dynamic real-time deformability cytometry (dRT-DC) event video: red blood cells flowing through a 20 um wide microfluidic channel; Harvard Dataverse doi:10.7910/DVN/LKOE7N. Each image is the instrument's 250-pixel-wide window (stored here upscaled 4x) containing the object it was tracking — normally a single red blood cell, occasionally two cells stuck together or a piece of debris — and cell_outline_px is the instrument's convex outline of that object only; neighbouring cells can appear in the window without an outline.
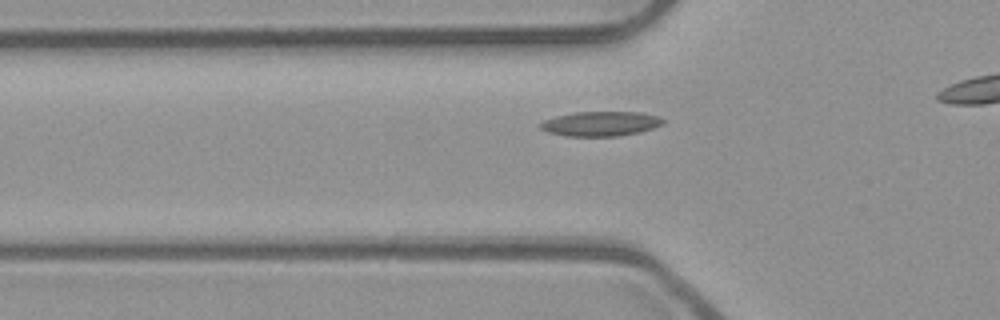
{"species": "common noctule bat (a hibernating species)", "species_latin": "Nyctalus noctula", "temperature_condition": "room temperature", "stored_images_in_passage": 12, "camera_frame_rate_fps": 3000, "um_per_image_px": 0.085, "animal": {"sex": "male", "body_mass_g": 23.1, "forearm_length_mm": 52.7}, "frame": {"image": 1, "passage_image": 3, "time_ms": 0.667, "image_size_px": [1000, 320], "cell_outline_px": [[664, 124], [640, 132], [616, 136], [568, 136], [548, 132], [540, 128], [540, 124], [544, 120], [556, 116], [572, 112], [640, 112], [660, 116], [664, 120]], "centroid_in_image_um": [51.08, 10.51], "position_along_channel_um": 74.7, "area_um2": 17.63}}
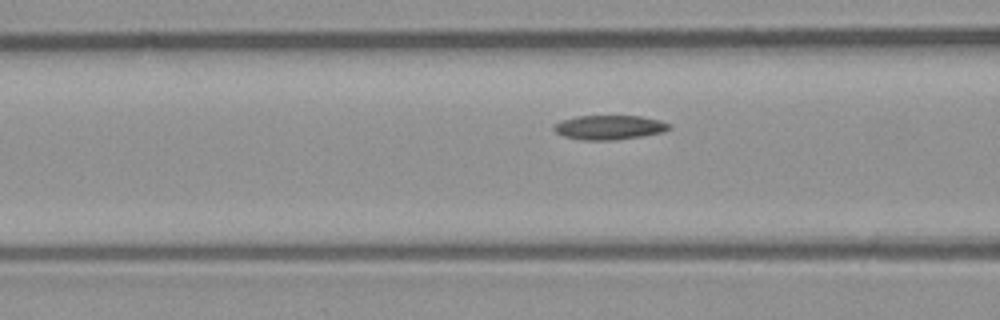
{"frame": {"image": 2, "passage_image": 6, "time_ms": 1.667, "image_size_px": [1000, 320], "cell_outline_px": [[672, 128], [664, 132], [640, 136], [612, 140], [580, 140], [564, 136], [556, 132], [552, 128], [552, 124], [560, 120], [576, 116], [640, 116], [660, 120], [672, 124]], "centroid_in_image_um": [51.77, 10.82], "position_along_channel_um": 114.8, "area_um2": 16.53}}
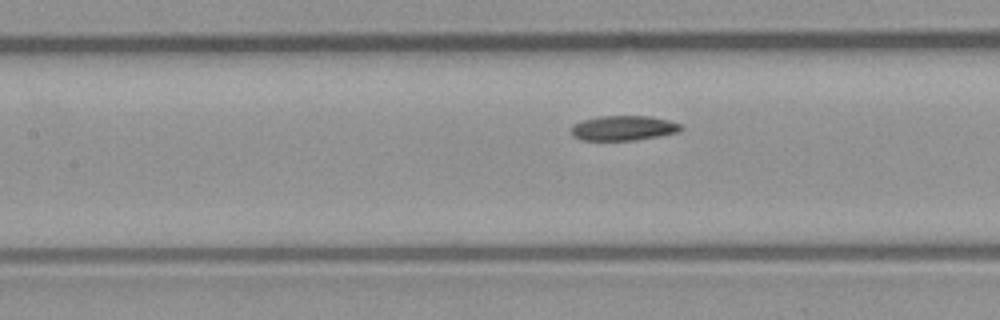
{"frame": {"image": 3, "passage_image": 9, "time_ms": 2.667, "image_size_px": [1000, 320], "cell_outline_px": [[684, 128], [680, 132], [632, 140], [584, 140], [572, 136], [572, 124], [596, 116], [648, 116], [668, 120], [680, 124]], "centroid_in_image_um": [52.99, 10.88], "position_along_channel_um": 154.4, "area_um2": 15.78}}